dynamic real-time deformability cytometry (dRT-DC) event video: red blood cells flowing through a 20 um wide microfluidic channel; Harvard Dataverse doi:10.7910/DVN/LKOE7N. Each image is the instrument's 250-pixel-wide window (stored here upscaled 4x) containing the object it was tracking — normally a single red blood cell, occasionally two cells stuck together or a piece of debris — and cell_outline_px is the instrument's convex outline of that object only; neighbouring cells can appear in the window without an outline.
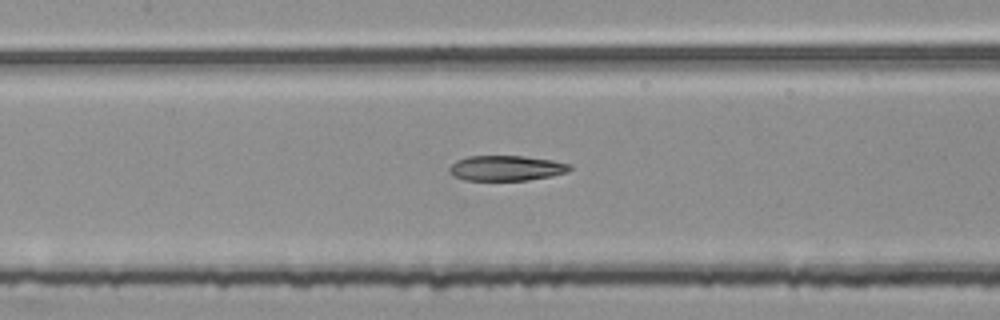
{"species": "common noctule bat (a hibernating species)", "species_latin": "Nyctalus noctula", "temperature_condition": "room temperature", "stored_images_in_passage": 53, "segment_of_instrument_passage": [2, 2], "camera_frame_rate_fps": 3000, "um_per_image_px": 0.085, "animal": {"sex": "female", "body_mass_g": 25.1}, "frame": {"image": 1, "passage_image": 24, "time_ms": 7.667, "image_size_px": [1000, 320], "cell_outline_px": [[572, 168], [568, 172], [552, 176], [528, 180], [464, 180], [448, 172], [448, 168], [456, 160], [468, 156], [524, 156], [552, 160], [572, 164]], "centroid_in_image_um": [43.06, 14.29], "position_along_channel_um": 164.3, "area_um2": 17.8}}
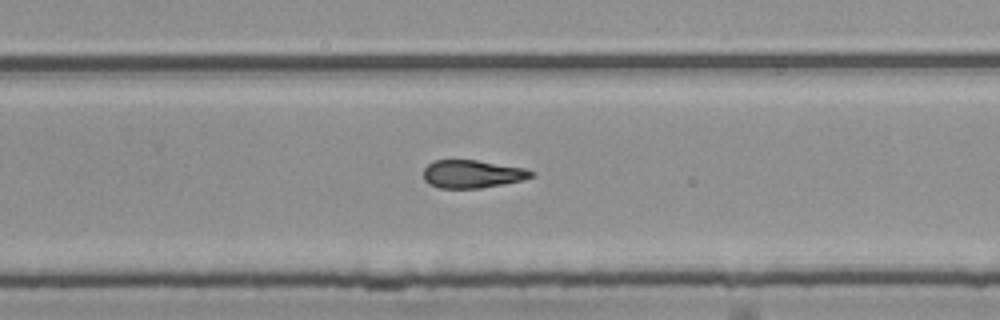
{"frame": {"image": 2, "passage_image": 34, "time_ms": 11.0, "image_size_px": [1000, 320], "cell_outline_px": [[536, 176], [520, 180], [480, 188], [440, 188], [428, 184], [424, 180], [424, 168], [432, 160], [476, 160], [524, 168], [536, 172]], "centroid_in_image_um": [40.12, 14.78], "position_along_channel_um": 289.7, "area_um2": 17.51}}
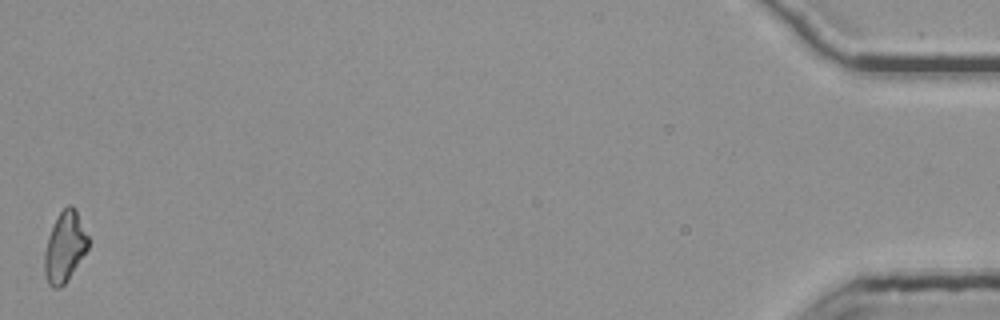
{"frame": {"image": 3, "passage_image": 53, "time_ms": 17.333, "image_size_px": [1000, 320], "cell_outline_px": [[88, 248], [68, 280], [60, 288], [52, 288], [48, 284], [44, 276], [44, 252], [48, 236], [56, 216], [68, 204], [72, 204], [76, 208], [88, 236]], "centroid_in_image_um": [5.49, 20.99], "position_along_channel_um": 429.7, "area_um2": 18.15}}